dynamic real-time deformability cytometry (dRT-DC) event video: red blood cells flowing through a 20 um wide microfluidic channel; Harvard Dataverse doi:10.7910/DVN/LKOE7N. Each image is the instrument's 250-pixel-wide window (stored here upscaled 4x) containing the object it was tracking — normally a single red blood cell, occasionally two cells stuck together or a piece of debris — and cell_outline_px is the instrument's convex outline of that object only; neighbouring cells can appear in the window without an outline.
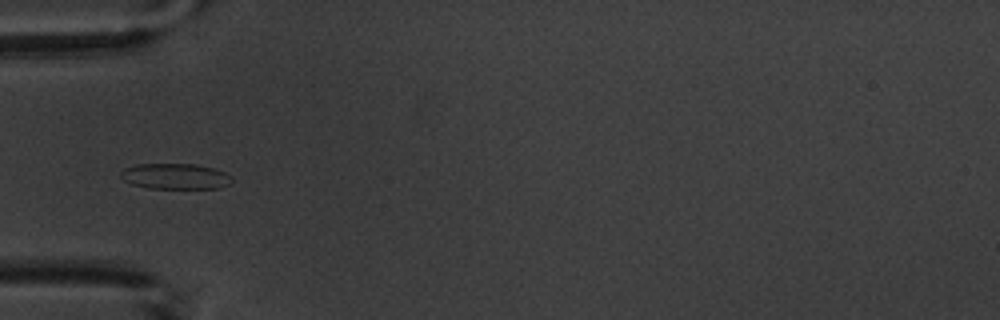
{"species": "common noctule bat (a hibernating species)", "species_latin": "Nyctalus noctula", "temperature_condition": "warm", "stored_images_in_passage": 2, "camera_frame_rate_fps": 3000, "um_per_image_px": 0.085, "animal": {"sex": "male", "body_mass_g": 20.1, "forearm_length_mm": 53.5}, "frame": {"image": 1, "passage_image": 2, "time_ms": 1.0, "image_size_px": [1000, 320], "cell_outline_px": [[232, 180], [228, 184], [220, 188], [148, 188], [132, 184], [124, 180], [120, 176], [120, 172], [124, 168], [136, 164], [196, 164], [212, 168], [224, 172], [232, 176]], "centroid_in_image_um": [14.88, 14.98], "position_along_channel_um": 70.1, "area_um2": 16.59}}